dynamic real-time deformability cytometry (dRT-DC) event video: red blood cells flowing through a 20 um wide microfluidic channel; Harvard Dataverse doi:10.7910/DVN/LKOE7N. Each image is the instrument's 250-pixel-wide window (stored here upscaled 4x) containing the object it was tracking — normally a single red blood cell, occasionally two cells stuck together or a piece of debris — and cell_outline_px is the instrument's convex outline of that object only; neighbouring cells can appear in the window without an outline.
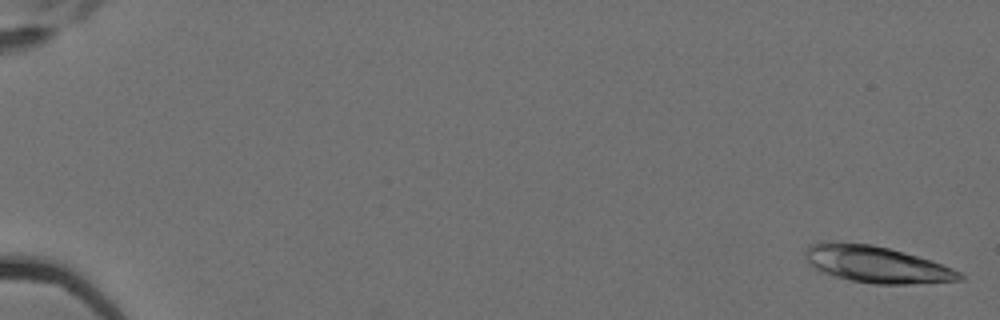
{"species": "Egyptian fruit bat (a non-hibernating species)", "species_latin": "Rousettus aegyptiacus", "temperature_condition": "cold", "stored_images_in_passage": 7, "camera_frame_rate_fps": 3000, "um_per_image_px": 0.085, "animal": {"sex": "female"}, "frame": {"image": 1, "passage_image": 1, "time_ms": 0.0, "image_size_px": [1000, 320], "cell_outline_px": [[964, 280], [908, 284], [876, 284], [852, 280], [820, 272], [808, 264], [804, 256], [804, 252], [808, 244], [820, 240], [832, 240], [872, 244], [904, 252], [932, 260], [952, 268], [960, 272], [964, 276]], "centroid_in_image_um": [74.43, 22.44], "position_along_channel_um": 10.6, "area_um2": 33.52}}
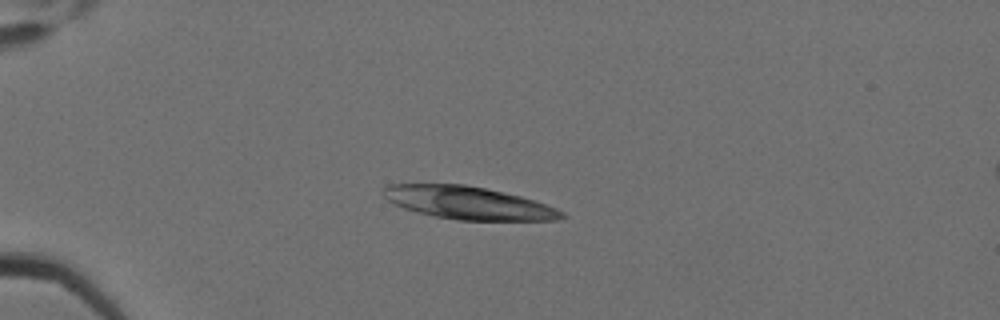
{"frame": {"image": 2, "passage_image": 5, "time_ms": 1.333, "image_size_px": [1000, 320], "cell_outline_px": [[568, 216], [560, 220], [456, 220], [436, 216], [404, 208], [388, 200], [384, 196], [384, 188], [388, 184], [464, 184], [504, 192], [536, 200], [556, 208], [564, 212]], "centroid_in_image_um": [39.87, 17.24], "position_along_channel_um": 45.1, "area_um2": 33.87}}